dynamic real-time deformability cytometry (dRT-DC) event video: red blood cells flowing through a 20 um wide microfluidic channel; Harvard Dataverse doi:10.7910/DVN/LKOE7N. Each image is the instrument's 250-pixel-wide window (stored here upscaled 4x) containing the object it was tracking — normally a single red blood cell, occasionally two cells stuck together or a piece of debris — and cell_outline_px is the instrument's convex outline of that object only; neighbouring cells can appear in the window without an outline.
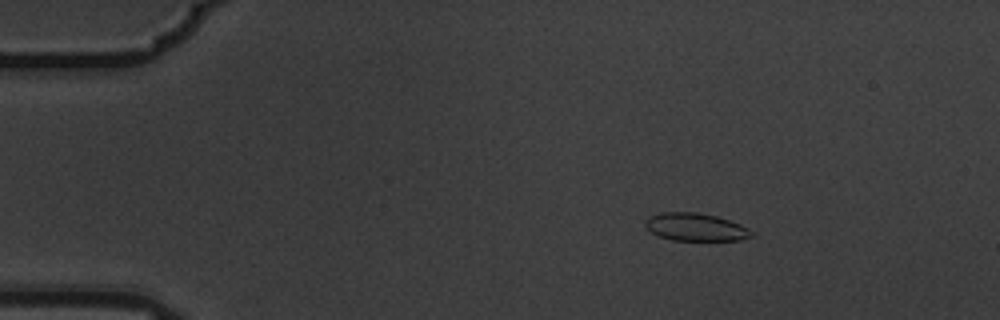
{"species": "common noctule bat (a hibernating species)", "species_latin": "Nyctalus noctula", "temperature_condition": "warm", "stored_images_in_passage": 5, "camera_frame_rate_fps": 3000, "um_per_image_px": 0.085, "animal": {"sex": "male", "body_mass_g": 19.5, "forearm_length_mm": 54.6}, "frame": {"image": 1, "passage_image": 2, "time_ms": 0.333, "image_size_px": [1000, 320], "cell_outline_px": [[752, 236], [740, 240], [672, 240], [660, 236], [652, 232], [644, 224], [644, 220], [648, 216], [664, 212], [696, 212], [716, 216], [740, 224], [748, 228], [752, 232]], "centroid_in_image_um": [59.1, 19.29], "position_along_channel_um": 25.9, "area_um2": 17.05}}